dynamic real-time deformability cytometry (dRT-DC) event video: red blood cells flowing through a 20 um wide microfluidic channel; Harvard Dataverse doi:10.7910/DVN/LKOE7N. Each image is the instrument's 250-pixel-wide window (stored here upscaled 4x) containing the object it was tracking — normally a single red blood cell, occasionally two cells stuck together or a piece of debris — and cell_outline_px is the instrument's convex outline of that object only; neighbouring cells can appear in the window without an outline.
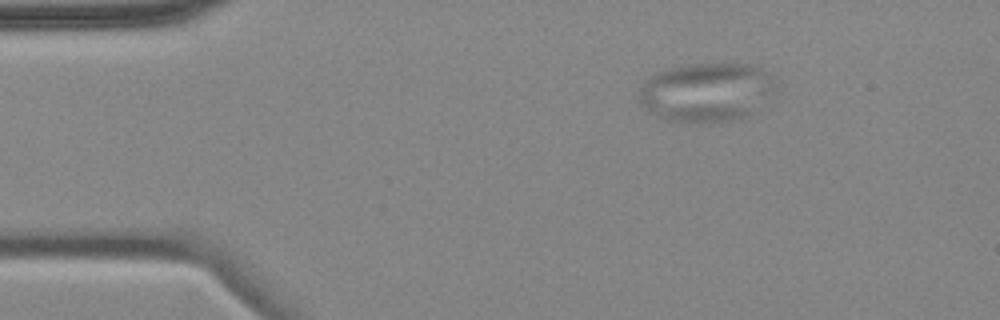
{"species": "common noctule bat (a hibernating species)", "species_latin": "Nyctalus noctula", "temperature_condition": "cold", "stored_images_in_passage": 3, "camera_frame_rate_fps": 3000, "um_per_image_px": 0.085, "animal": {"sex": "female", "body_mass_g": 18.4}, "frame": {"image": 1, "passage_image": 1, "time_ms": 0.0, "image_size_px": [1000, 320], "cell_outline_px": [[772, 84], [756, 112], [748, 116], [728, 120], [696, 124], [668, 120], [656, 116], [648, 112], [640, 104], [640, 88], [656, 72], [668, 68], [688, 64], [748, 64], [760, 68], [772, 80]], "centroid_in_image_um": [59.95, 7.86], "position_along_channel_um": 25.1, "area_um2": 46.18}}